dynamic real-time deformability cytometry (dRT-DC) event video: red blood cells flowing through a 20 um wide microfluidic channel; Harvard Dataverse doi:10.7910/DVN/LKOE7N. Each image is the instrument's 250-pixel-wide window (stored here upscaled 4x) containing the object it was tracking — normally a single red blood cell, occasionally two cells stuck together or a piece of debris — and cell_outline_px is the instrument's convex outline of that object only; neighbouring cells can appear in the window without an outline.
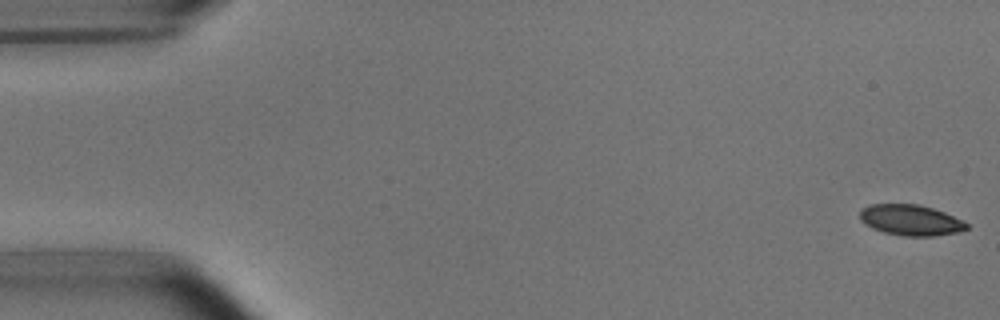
{"species": "common noctule bat (a hibernating species)", "species_latin": "Nyctalus noctula", "temperature_condition": "room temperature", "stored_images_in_passage": 6, "segment_of_instrument_passage": [1, 2], "camera_frame_rate_fps": 3000, "um_per_image_px": 0.085, "animal": {"sex": "male", "body_mass_g": 15.6}, "frame": {"image": 1, "passage_image": 1, "time_ms": 0.0, "image_size_px": [1000, 320], "cell_outline_px": [[968, 228], [960, 232], [932, 236], [904, 236], [884, 232], [872, 228], [864, 224], [860, 220], [860, 212], [868, 204], [920, 204], [944, 212], [964, 220], [968, 224]], "centroid_in_image_um": [77.42, 18.71], "position_along_channel_um": 7.6, "area_um2": 19.25}}
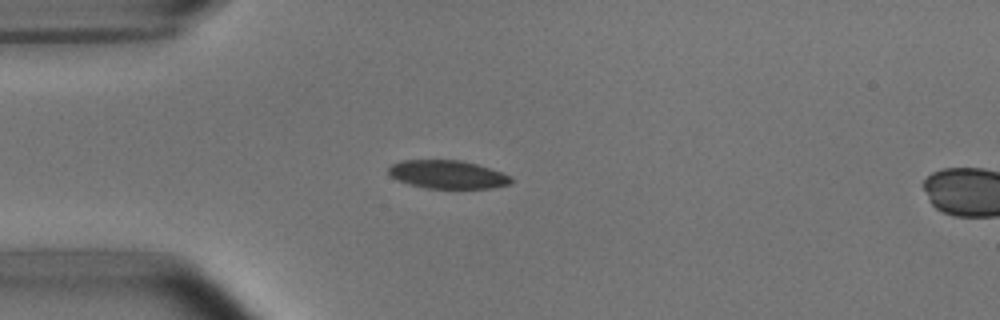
{"frame": {"image": 2, "passage_image": 5, "time_ms": 4.333, "image_size_px": [1000, 320], "cell_outline_px": [[512, 184], [492, 188], [424, 188], [408, 184], [392, 176], [388, 172], [388, 168], [392, 164], [404, 160], [460, 160], [476, 164], [500, 172], [508, 176], [512, 180]], "centroid_in_image_um": [38.03, 14.83], "position_along_channel_um": 47.0, "area_um2": 19.94}}